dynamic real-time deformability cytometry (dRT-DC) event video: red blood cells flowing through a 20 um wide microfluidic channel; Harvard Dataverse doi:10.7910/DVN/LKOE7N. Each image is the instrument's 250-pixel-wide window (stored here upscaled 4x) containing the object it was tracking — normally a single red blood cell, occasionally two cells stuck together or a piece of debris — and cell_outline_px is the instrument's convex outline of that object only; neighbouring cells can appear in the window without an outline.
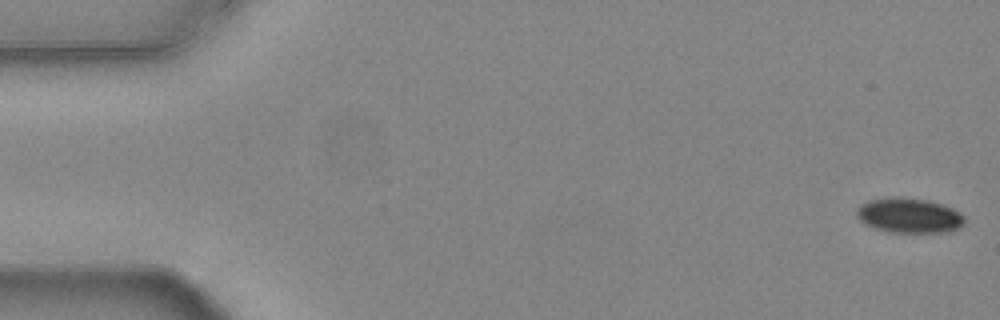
{"species": "common noctule bat (a hibernating species)", "species_latin": "Nyctalus noctula", "temperature_condition": "warm", "stored_images_in_passage": 54, "camera_frame_rate_fps": 3000, "um_per_image_px": 0.085, "animal": {"sex": "female", "body_mass_g": 24.6, "forearm_length_mm": 56.2}, "frame": {"image": 1, "passage_image": 1, "time_ms": 0.0, "image_size_px": [1000, 320], "cell_outline_px": [[964, 224], [948, 232], [892, 232], [876, 228], [860, 220], [856, 216], [856, 208], [860, 204], [868, 200], [896, 196], [928, 200], [952, 208], [960, 212], [964, 216]], "centroid_in_image_um": [77.26, 18.3], "position_along_channel_um": 7.7, "area_um2": 21.85}}
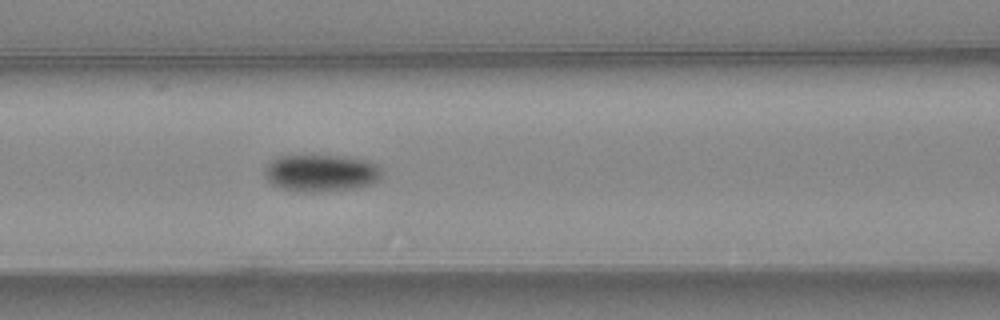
{"frame": {"image": 2, "passage_image": 23, "time_ms": 7.333, "image_size_px": [1000, 320], "cell_outline_px": [[380, 176], [372, 184], [352, 188], [324, 192], [292, 192], [280, 188], [272, 184], [264, 176], [264, 168], [272, 160], [280, 156], [352, 156], [368, 160], [376, 164], [380, 168]], "centroid_in_image_um": [27.26, 14.71], "position_along_channel_um": 139.3, "area_um2": 25.55}}
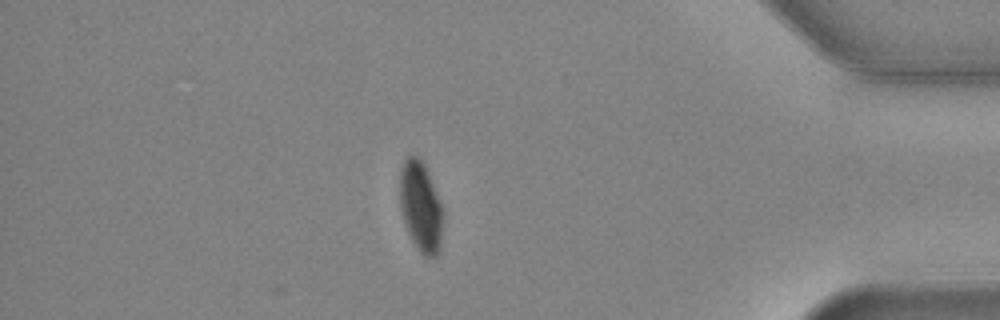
{"frame": {"image": 3, "passage_image": 47, "time_ms": 15.333, "image_size_px": [1000, 320], "cell_outline_px": [[444, 216], [440, 244], [436, 256], [424, 256], [420, 252], [412, 240], [408, 232], [404, 220], [400, 204], [400, 168], [404, 160], [408, 156], [416, 156], [424, 164], [428, 172], [444, 208]], "centroid_in_image_um": [35.78, 17.55], "position_along_channel_um": 399.4, "area_um2": 22.72}, "authors_computed_cell_mechanics": {"area_um2": 23.4379, "velocity_mm_per_s": 3.7577, "shape_relaxation_time_tau1_ms": 3.2797, "shape_relaxation_time_tau2_ms": null, "deformation_change_tau1": 0.0973, "deformation_change_tau2": null}}